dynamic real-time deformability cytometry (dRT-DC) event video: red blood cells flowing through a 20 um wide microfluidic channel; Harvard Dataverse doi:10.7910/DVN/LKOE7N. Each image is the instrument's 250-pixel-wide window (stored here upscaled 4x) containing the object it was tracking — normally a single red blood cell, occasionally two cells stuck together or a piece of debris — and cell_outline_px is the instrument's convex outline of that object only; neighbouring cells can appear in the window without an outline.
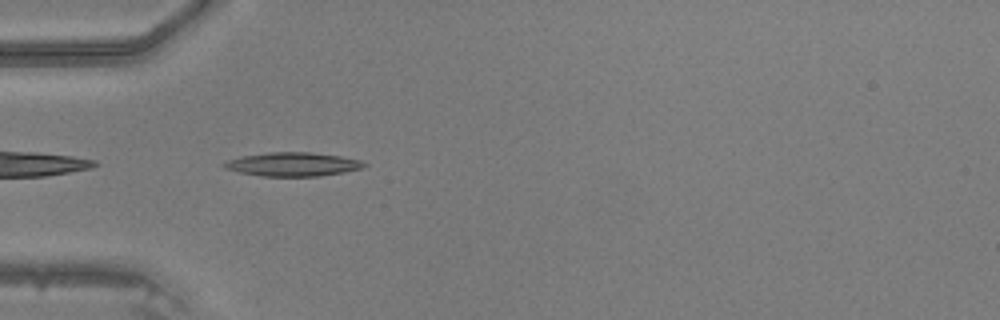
{"species": "common noctule bat (a hibernating species)", "species_latin": "Nyctalus noctula", "temperature_condition": "warm", "stored_images_in_passage": 33, "camera_frame_rate_fps": 3000, "um_per_image_px": 0.085, "animal": {"sex": "male", "body_mass_g": 20.5, "forearm_length_mm": 52.5}, "frame": {"image": 1, "passage_image": 1, "time_ms": 0.0, "image_size_px": [1000, 320], "cell_outline_px": [[368, 164], [360, 168], [344, 172], [320, 176], [260, 176], [240, 172], [224, 168], [220, 164], [228, 160], [240, 156], [268, 152], [308, 152], [340, 156], [360, 160]], "centroid_in_image_um": [24.84, 13.96], "position_along_channel_um": 60.2, "area_um2": 19.36}}
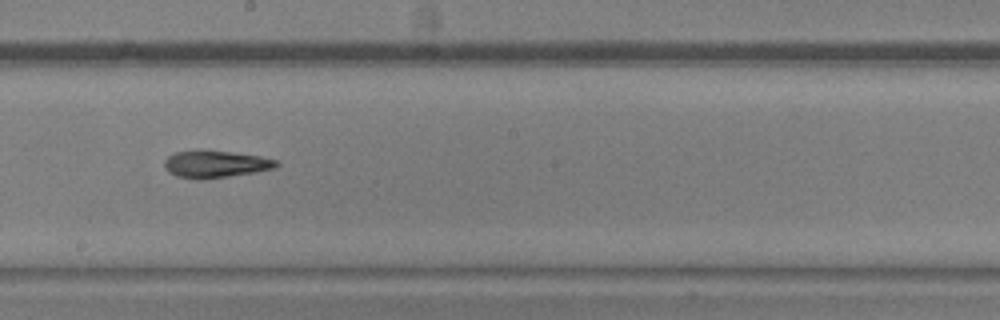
{"frame": {"image": 2, "passage_image": 13, "time_ms": 4.0, "image_size_px": [1000, 320], "cell_outline_px": [[280, 164], [276, 168], [256, 172], [200, 180], [196, 180], [176, 176], [168, 172], [164, 168], [164, 160], [168, 156], [176, 152], [232, 152], [260, 156], [276, 160]], "centroid_in_image_um": [18.32, 13.99], "position_along_channel_um": 229.9, "area_um2": 17.4}}
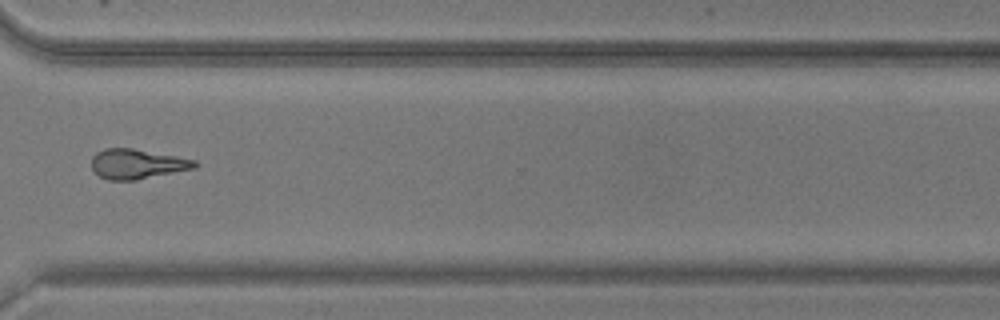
{"frame": {"image": 3, "passage_image": 22, "time_ms": 7.0, "image_size_px": [1000, 320], "cell_outline_px": [[200, 164], [196, 168], [136, 180], [108, 180], [100, 176], [92, 168], [92, 156], [96, 152], [104, 148], [132, 148], [176, 156], [196, 160]], "centroid_in_image_um": [11.67, 13.93], "position_along_channel_um": 358.9, "area_um2": 17.98}}